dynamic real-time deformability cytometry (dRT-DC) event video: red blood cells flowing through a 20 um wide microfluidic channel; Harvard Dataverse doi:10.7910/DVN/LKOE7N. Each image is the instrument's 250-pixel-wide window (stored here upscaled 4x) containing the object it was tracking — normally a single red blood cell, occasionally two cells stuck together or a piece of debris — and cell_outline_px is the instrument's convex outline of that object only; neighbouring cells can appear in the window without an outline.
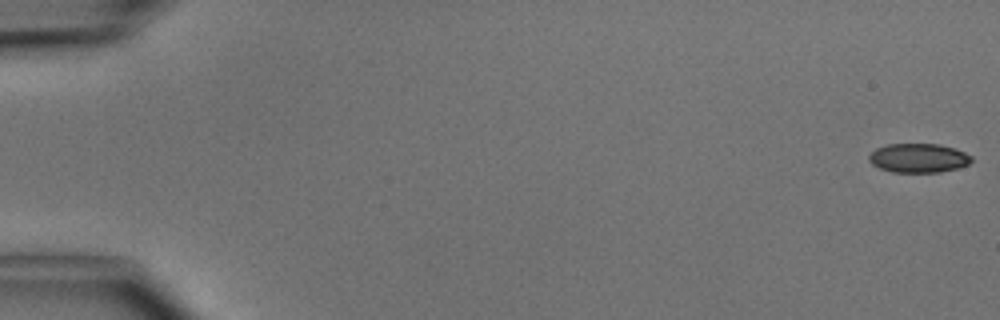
{"species": "common noctule bat (a hibernating species)", "species_latin": "Nyctalus noctula", "temperature_condition": "cold", "stored_images_in_passage": 50, "camera_frame_rate_fps": 3000, "um_per_image_px": 0.085, "animal": {"sex": "male", "body_mass_g": 15.6}, "frame": {"image": 1, "passage_image": 1, "time_ms": 0.0, "image_size_px": [1000, 320], "cell_outline_px": [[972, 160], [968, 164], [956, 168], [940, 172], [892, 172], [880, 168], [872, 164], [868, 160], [868, 156], [876, 148], [888, 144], [940, 144], [956, 148], [972, 156]], "centroid_in_image_um": [78.07, 13.42], "position_along_channel_um": 6.9, "area_um2": 17.4}}
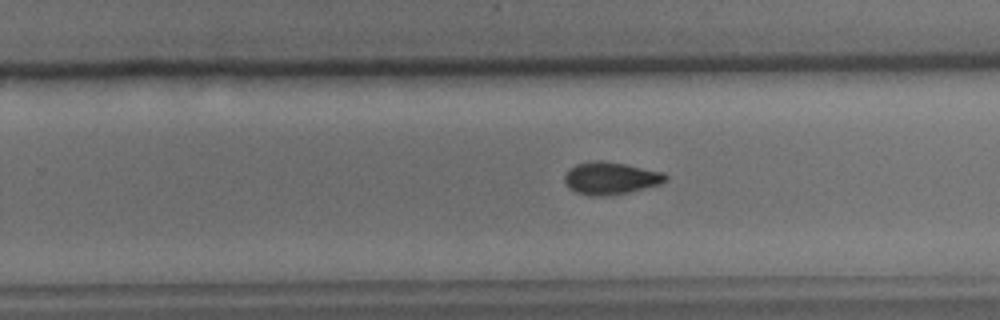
{"frame": {"image": 2, "passage_image": 32, "time_ms": 10.333, "image_size_px": [1000, 320], "cell_outline_px": [[668, 180], [660, 184], [628, 192], [604, 196], [592, 196], [576, 192], [568, 188], [564, 180], [564, 176], [568, 168], [576, 164], [596, 160], [600, 160], [624, 164], [664, 172], [668, 176]], "centroid_in_image_um": [51.89, 15.14], "position_along_channel_um": 277.9, "area_um2": 19.07}}
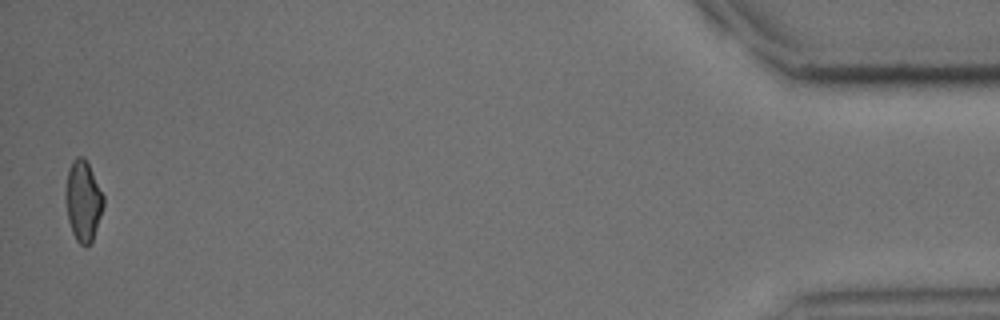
{"frame": {"image": 3, "passage_image": 49, "time_ms": 16.0, "image_size_px": [1000, 320], "cell_outline_px": [[104, 204], [92, 240], [88, 244], [80, 244], [76, 240], [72, 232], [68, 220], [64, 200], [64, 192], [68, 168], [72, 160], [76, 156], [84, 156], [104, 196]], "centroid_in_image_um": [7.03, 17.03], "position_along_channel_um": 428.2, "area_um2": 17.8}}